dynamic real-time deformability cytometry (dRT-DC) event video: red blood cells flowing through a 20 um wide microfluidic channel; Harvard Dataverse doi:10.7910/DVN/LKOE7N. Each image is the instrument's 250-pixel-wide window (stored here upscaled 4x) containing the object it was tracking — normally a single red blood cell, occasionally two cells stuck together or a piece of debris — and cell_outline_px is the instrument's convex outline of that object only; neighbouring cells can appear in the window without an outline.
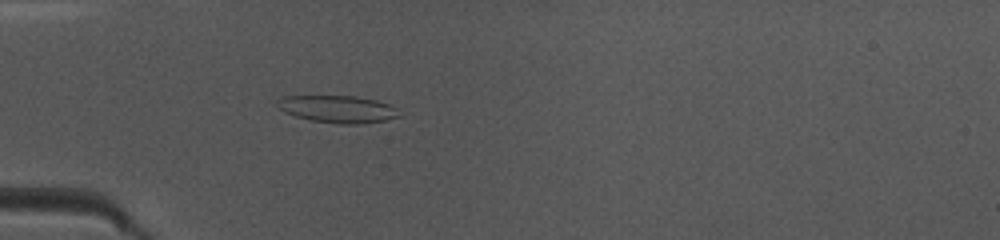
{"species": "common noctule bat (a hibernating species)", "species_latin": "Nyctalus noctula", "temperature_condition": "warm", "stored_images_in_passage": 43, "camera_frame_rate_fps": 3000, "um_per_image_px": 0.085, "animal": {"sex": "female", "body_mass_g": 10.0, "forearm_length_mm": 53.1}, "frame": {"image": 1, "passage_image": 15, "time_ms": 4.667, "image_size_px": [1000, 240], "cell_outline_px": [[400, 116], [384, 120], [360, 124], [336, 124], [312, 120], [296, 116], [284, 112], [276, 108], [276, 100], [284, 96], [356, 96], [376, 100], [388, 104], [396, 108]], "centroid_in_image_um": [28.66, 9.27], "position_along_channel_um": 56.3, "area_um2": 19.36}}
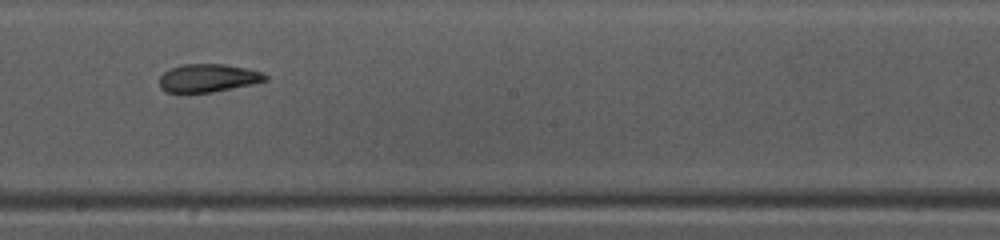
{"frame": {"image": 2, "passage_image": 28, "time_ms": 9.0, "image_size_px": [1000, 240], "cell_outline_px": [[268, 80], [252, 84], [212, 92], [164, 92], [160, 88], [160, 76], [168, 68], [180, 64], [224, 64], [248, 68], [260, 72], [268, 76]], "centroid_in_image_um": [17.66, 6.62], "position_along_channel_um": 230.5, "area_um2": 17.4}}
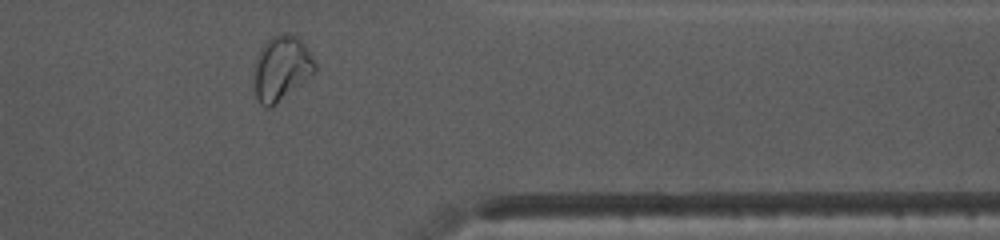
{"frame": {"image": 3, "passage_image": 40, "time_ms": 13.0, "image_size_px": [1000, 240], "cell_outline_px": [[316, 72], [276, 104], [268, 108], [260, 104], [256, 96], [256, 60], [264, 44], [272, 36], [280, 32], [296, 36], [308, 48], [316, 64]], "centroid_in_image_um": [23.97, 5.79], "position_along_channel_um": 387.4, "area_um2": 22.48}, "authors_computed_cell_mechanics": {"area_um2": 18.7272, "velocity_mm_per_s": 4.15, "shape_relaxation_time_tau1_ms": null, "shape_relaxation_time_tau2_ms": 1.823, "deformation_change_tau1": null, "deformation_change_tau2": 0.0866}}